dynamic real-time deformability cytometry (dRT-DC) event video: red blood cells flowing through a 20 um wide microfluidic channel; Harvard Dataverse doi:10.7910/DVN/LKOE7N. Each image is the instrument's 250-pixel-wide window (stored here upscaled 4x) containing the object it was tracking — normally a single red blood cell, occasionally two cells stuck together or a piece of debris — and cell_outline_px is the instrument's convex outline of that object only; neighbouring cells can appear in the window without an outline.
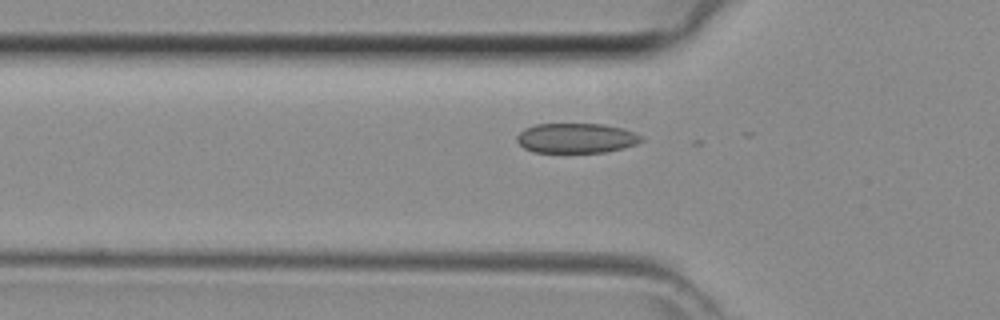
{"species": "common noctule bat (a hibernating species)", "species_latin": "Nyctalus noctula", "temperature_condition": "room temperature", "stored_images_in_passage": 14, "camera_frame_rate_fps": 3000, "um_per_image_px": 0.085, "animal": {"sex": "female", "body_mass_g": 29.2, "forearm_length_mm": 56.3}, "frame": {"image": 1, "passage_image": 3, "time_ms": 0.667, "image_size_px": [1000, 320], "cell_outline_px": [[644, 140], [636, 144], [624, 148], [608, 152], [532, 152], [524, 148], [516, 140], [516, 136], [524, 128], [536, 124], [604, 124], [624, 128], [636, 132], [644, 136]], "centroid_in_image_um": [49.03, 11.74], "position_along_channel_um": 76.8, "area_um2": 21.96}}
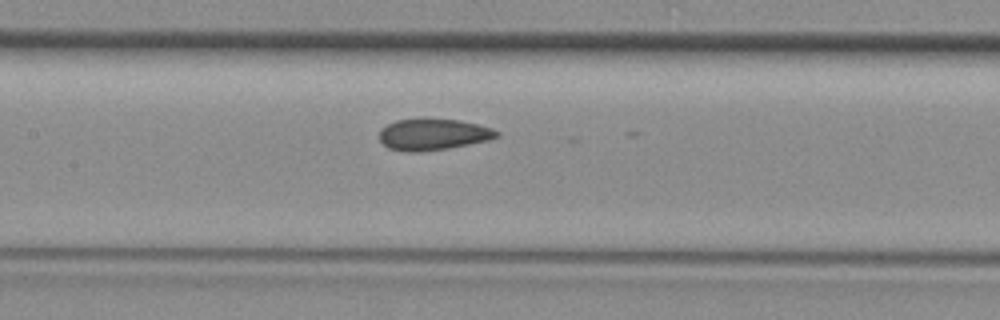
{"frame": {"image": 2, "passage_image": 9, "time_ms": 2.667, "image_size_px": [1000, 320], "cell_outline_px": [[500, 136], [488, 140], [448, 148], [408, 152], [388, 148], [380, 140], [380, 128], [396, 120], [420, 116], [424, 116], [460, 120], [492, 128], [500, 132]], "centroid_in_image_um": [36.8, 11.37], "position_along_channel_um": 170.6, "area_um2": 21.91}}
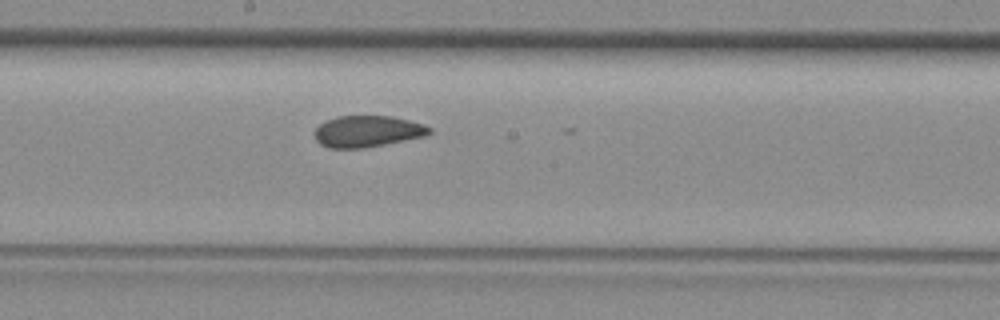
{"frame": {"image": 3, "passage_image": 12, "time_ms": 3.667, "image_size_px": [1000, 320], "cell_outline_px": [[432, 132], [424, 136], [384, 144], [360, 148], [328, 148], [320, 144], [316, 140], [316, 128], [320, 124], [336, 116], [392, 116], [424, 124], [432, 128]], "centroid_in_image_um": [31.24, 11.16], "position_along_channel_um": 217.0, "area_um2": 20.81}}